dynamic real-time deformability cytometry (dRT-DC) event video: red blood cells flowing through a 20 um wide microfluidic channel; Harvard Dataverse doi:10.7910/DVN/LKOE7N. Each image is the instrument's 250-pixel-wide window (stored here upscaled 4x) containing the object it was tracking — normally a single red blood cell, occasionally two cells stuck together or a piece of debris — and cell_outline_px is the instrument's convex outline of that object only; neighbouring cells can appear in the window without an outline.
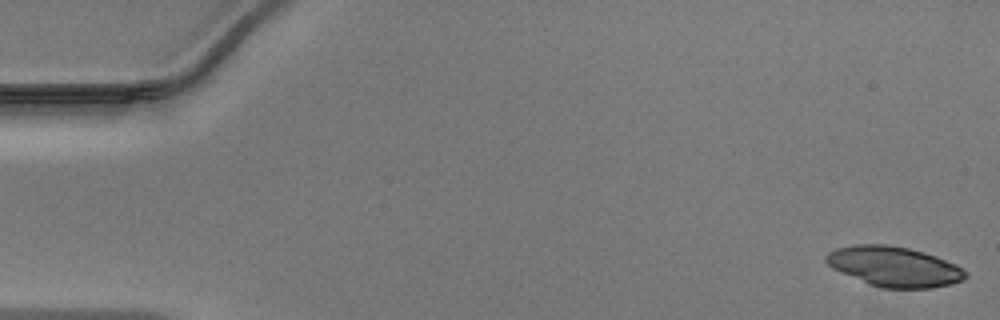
{"species": "Egyptian fruit bat (a non-hibernating species)", "species_latin": "Rousettus aegyptiacus", "temperature_condition": "warm", "stored_images_in_passage": 48, "camera_frame_rate_fps": 3000, "um_per_image_px": 0.085, "animal": {"sex": "male"}, "frame": {"image": 1, "passage_image": 1, "time_ms": 0.0, "image_size_px": [1000, 320], "cell_outline_px": [[968, 276], [960, 280], [948, 284], [928, 288], [884, 288], [872, 284], [832, 268], [824, 260], [824, 256], [828, 252], [836, 248], [856, 244], [888, 244], [908, 248], [924, 252], [936, 256], [956, 264], [968, 272]], "centroid_in_image_um": [76.0, 22.63], "position_along_channel_um": 9.0, "area_um2": 32.19}}